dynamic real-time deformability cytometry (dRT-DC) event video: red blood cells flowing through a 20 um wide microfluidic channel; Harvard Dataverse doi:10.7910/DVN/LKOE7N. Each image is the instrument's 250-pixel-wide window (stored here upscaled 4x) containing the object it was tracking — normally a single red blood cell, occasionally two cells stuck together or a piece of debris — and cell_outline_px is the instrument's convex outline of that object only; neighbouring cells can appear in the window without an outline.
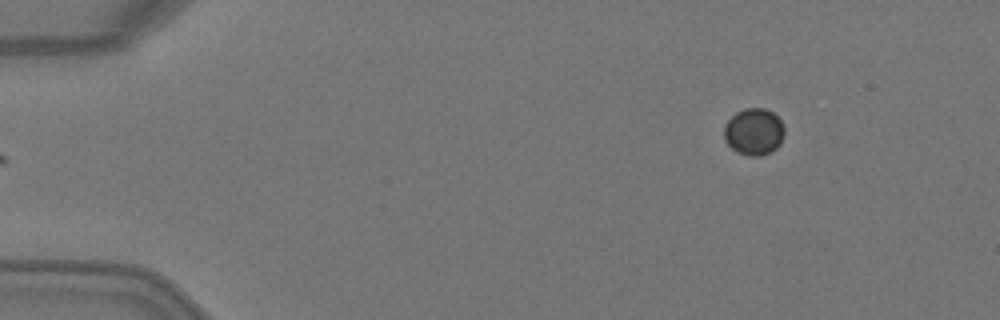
{"species": "Egyptian fruit bat (a non-hibernating species)", "species_latin": "Rousettus aegyptiacus", "temperature_condition": "warm", "stored_images_in_passage": 3, "camera_frame_rate_fps": 3000, "um_per_image_px": 0.085, "animal": {"sex": "female"}, "frame": {"image": 1, "passage_image": 3, "time_ms": 0.667, "image_size_px": [1000, 320], "cell_outline_px": [[784, 136], [780, 144], [772, 152], [760, 156], [748, 156], [736, 152], [724, 140], [724, 124], [736, 112], [744, 108], [764, 108], [772, 112], [784, 124]], "centroid_in_image_um": [64.08, 11.2], "position_along_channel_um": 20.9, "area_um2": 16.7}}